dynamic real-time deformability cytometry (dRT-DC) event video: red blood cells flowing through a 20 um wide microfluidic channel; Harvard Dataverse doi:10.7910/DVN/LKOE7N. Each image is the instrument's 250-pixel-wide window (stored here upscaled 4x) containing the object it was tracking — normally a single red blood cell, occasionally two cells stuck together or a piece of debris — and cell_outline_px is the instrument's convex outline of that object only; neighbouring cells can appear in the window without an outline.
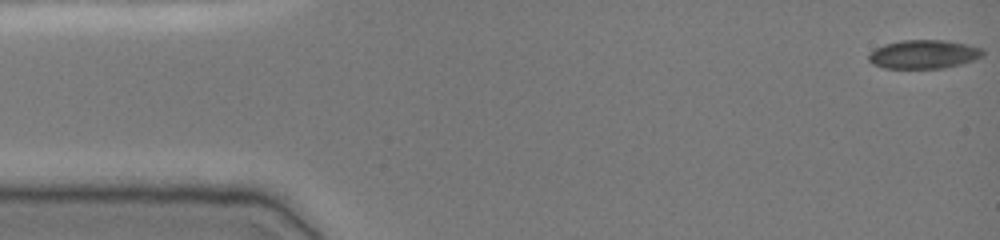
{"species": "common noctule bat (a hibernating species)", "species_latin": "Nyctalus noctula", "temperature_condition": "cold", "stored_images_in_passage": 48, "camera_frame_rate_fps": 3000, "um_per_image_px": 0.085, "animal": {"sex": "female", "body_mass_g": 19.0, "forearm_length_mm": 51.5}, "frame": {"image": 1, "passage_image": 1, "time_ms": 0.0, "image_size_px": [1000, 240], "cell_outline_px": [[984, 56], [976, 60], [944, 68], [884, 68], [872, 64], [868, 60], [868, 56], [876, 48], [884, 44], [904, 40], [944, 40], [968, 44], [984, 48]], "centroid_in_image_um": [78.57, 4.61], "position_along_channel_um": 6.4, "area_um2": 19.25}}
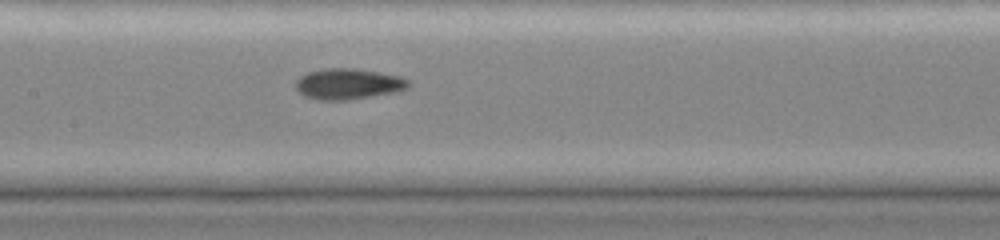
{"frame": {"image": 2, "passage_image": 23, "time_ms": 7.333, "image_size_px": [1000, 240], "cell_outline_px": [[412, 84], [408, 88], [400, 92], [348, 100], [316, 100], [304, 96], [296, 88], [296, 80], [300, 76], [308, 72], [324, 68], [352, 68], [400, 76], [408, 80]], "centroid_in_image_um": [29.63, 7.15], "position_along_channel_um": 177.8, "area_um2": 20.46}}
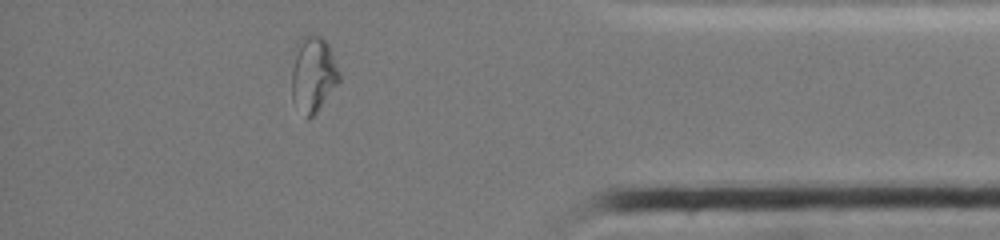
{"frame": {"image": 3, "passage_image": 42, "time_ms": 13.667, "image_size_px": [1000, 240], "cell_outline_px": [[340, 80], [316, 112], [308, 120], [292, 100], [292, 68], [300, 44], [304, 36], [312, 32], [320, 36], [328, 44], [340, 72]], "centroid_in_image_um": [26.64, 6.33], "position_along_channel_um": 408.6, "area_um2": 20.4}, "authors_computed_cell_mechanics": {"area_um2": 19.7676, "velocity_mm_per_s": 3.952, "shape_relaxation_time_tau1_ms": null, "shape_relaxation_time_tau2_ms": 2.0641, "deformation_change_tau1": null, "deformation_change_tau2": 0.0557}}